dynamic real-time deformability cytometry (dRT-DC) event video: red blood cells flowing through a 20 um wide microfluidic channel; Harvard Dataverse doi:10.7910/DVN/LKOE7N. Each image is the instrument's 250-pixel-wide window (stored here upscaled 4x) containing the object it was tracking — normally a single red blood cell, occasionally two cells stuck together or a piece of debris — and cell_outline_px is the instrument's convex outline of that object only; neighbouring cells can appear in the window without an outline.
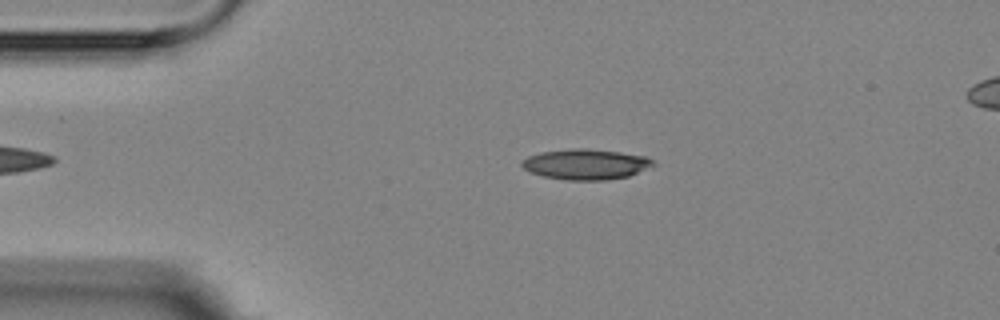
{"species": "Egyptian fruit bat (a non-hibernating species)", "species_latin": "Rousettus aegyptiacus", "temperature_condition": "room temperature", "stored_images_in_passage": 4, "camera_frame_rate_fps": 3000, "um_per_image_px": 0.085, "animal": {"sex": "female"}, "frame": {"image": 1, "passage_image": 3, "time_ms": 2.333, "image_size_px": [1000, 320], "cell_outline_px": [[656, 164], [628, 176], [604, 180], [568, 180], [544, 176], [532, 172], [524, 168], [520, 164], [528, 156], [540, 152], [568, 148], [588, 148], [620, 152], [644, 156], [652, 160]], "centroid_in_image_um": [49.78, 13.95], "position_along_channel_um": 35.2, "area_um2": 23.12}}